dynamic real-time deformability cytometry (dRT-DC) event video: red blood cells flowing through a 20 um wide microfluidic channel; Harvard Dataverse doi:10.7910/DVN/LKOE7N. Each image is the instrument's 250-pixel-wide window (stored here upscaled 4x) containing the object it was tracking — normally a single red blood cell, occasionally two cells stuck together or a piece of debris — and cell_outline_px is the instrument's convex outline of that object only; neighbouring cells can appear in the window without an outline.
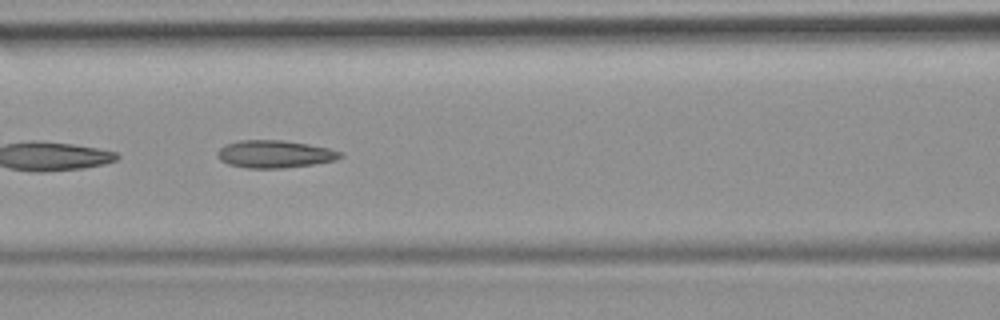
{"species": "common noctule bat (a hibernating species)", "species_latin": "Nyctalus noctula", "temperature_condition": "room temperature", "stored_images_in_passage": 9, "camera_frame_rate_fps": 3000, "um_per_image_px": 0.085, "animal": {"sex": "female", "body_mass_g": 19.9}, "frame": {"image": 1, "passage_image": 7, "time_ms": 6.667, "image_size_px": [1000, 320], "cell_outline_px": [[344, 156], [336, 160], [312, 164], [284, 168], [248, 168], [228, 164], [220, 160], [216, 156], [216, 152], [224, 144], [240, 140], [284, 140], [308, 144], [328, 148], [344, 152]], "centroid_in_image_um": [23.34, 13.09], "position_along_channel_um": 143.3, "area_um2": 19.88}}
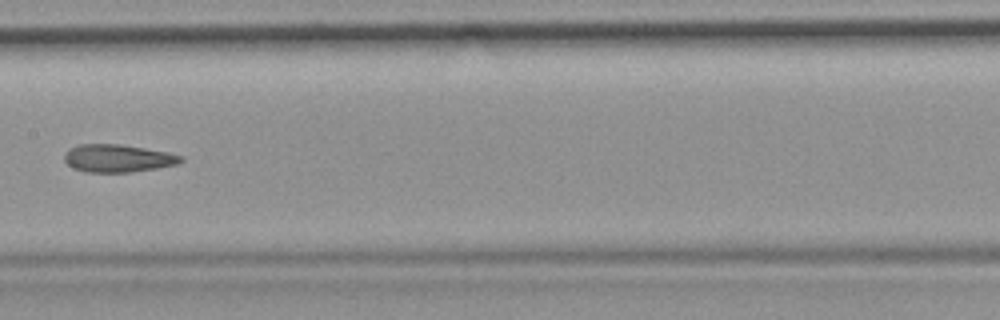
{"frame": {"image": 2, "passage_image": 8, "time_ms": 8.0, "image_size_px": [1000, 320], "cell_outline_px": [[184, 160], [176, 164], [156, 168], [128, 172], [84, 172], [72, 168], [64, 160], [64, 152], [68, 148], [80, 144], [120, 144], [168, 152], [184, 156]], "centroid_in_image_um": [9.98, 13.45], "position_along_channel_um": 197.4, "area_um2": 18.9}}